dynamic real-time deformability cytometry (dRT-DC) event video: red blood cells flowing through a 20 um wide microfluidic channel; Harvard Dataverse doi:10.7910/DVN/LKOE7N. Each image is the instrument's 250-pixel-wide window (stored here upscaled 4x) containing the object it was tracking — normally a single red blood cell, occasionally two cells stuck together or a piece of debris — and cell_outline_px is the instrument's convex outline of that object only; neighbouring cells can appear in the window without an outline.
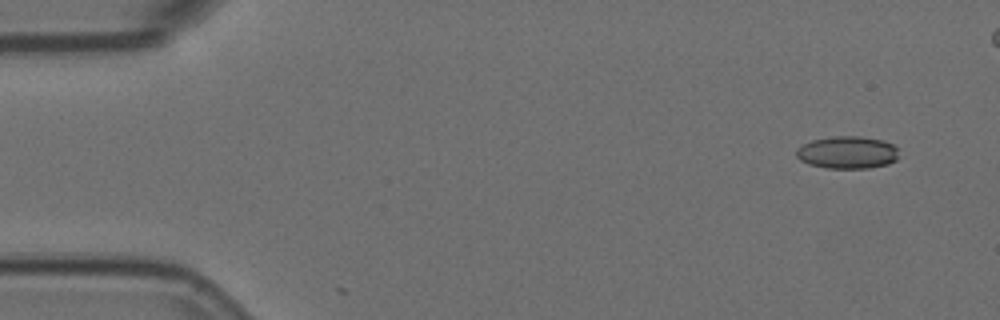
{"species": "Egyptian fruit bat (a non-hibernating species)", "species_latin": "Rousettus aegyptiacus", "temperature_condition": "room temperature", "stored_images_in_passage": 6, "segment_of_instrument_passage": [1, 2], "camera_frame_rate_fps": 3000, "um_per_image_px": 0.085, "animal": {"sex": "female"}, "frame": {"image": 1, "passage_image": 1, "time_ms": 0.0, "image_size_px": [1000, 320], "cell_outline_px": [[896, 160], [888, 164], [868, 168], [828, 168], [808, 164], [800, 160], [796, 156], [796, 148], [812, 140], [836, 136], [860, 136], [884, 140], [892, 144], [896, 148]], "centroid_in_image_um": [72.0, 12.96], "position_along_channel_um": 13.0, "area_um2": 19.31}}
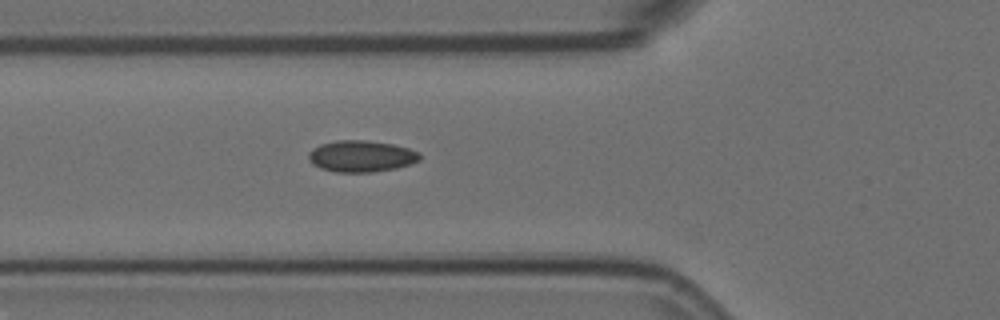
{"frame": {"image": 2, "passage_image": 5, "time_ms": 1.333, "image_size_px": [1000, 320], "cell_outline_px": [[420, 160], [412, 164], [396, 168], [372, 172], [336, 172], [320, 168], [312, 164], [308, 160], [308, 152], [312, 148], [320, 144], [336, 140], [364, 140], [392, 144], [408, 148], [420, 152]], "centroid_in_image_um": [30.69, 13.28], "position_along_channel_um": 95.1, "area_um2": 20.58}}